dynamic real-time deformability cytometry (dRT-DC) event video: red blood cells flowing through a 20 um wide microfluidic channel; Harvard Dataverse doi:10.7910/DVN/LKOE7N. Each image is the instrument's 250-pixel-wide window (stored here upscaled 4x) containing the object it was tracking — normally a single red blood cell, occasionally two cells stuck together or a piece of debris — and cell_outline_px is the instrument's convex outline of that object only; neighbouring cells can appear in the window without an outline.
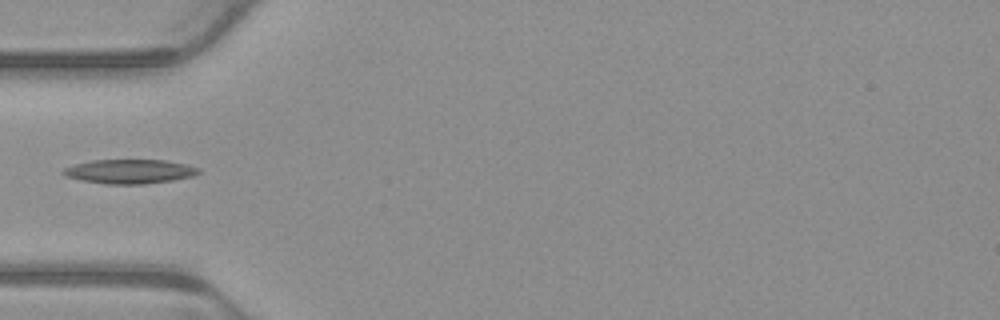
{"species": "common noctule bat (a hibernating species)", "species_latin": "Nyctalus noctula", "temperature_condition": "warm", "stored_images_in_passage": 2, "camera_frame_rate_fps": 3000, "um_per_image_px": 0.085, "animal": {"sex": "male", "body_mass_g": 23.1, "forearm_length_mm": 52.7}, "frame": {"image": 1, "passage_image": 1, "time_ms": 0.0, "image_size_px": [1000, 320], "cell_outline_px": [[200, 172], [196, 176], [172, 180], [144, 184], [104, 184], [80, 180], [64, 176], [60, 172], [64, 168], [76, 164], [92, 160], [164, 160], [188, 164], [200, 168]], "centroid_in_image_um": [11.03, 14.58], "position_along_channel_um": 74.0, "area_um2": 19.31}}
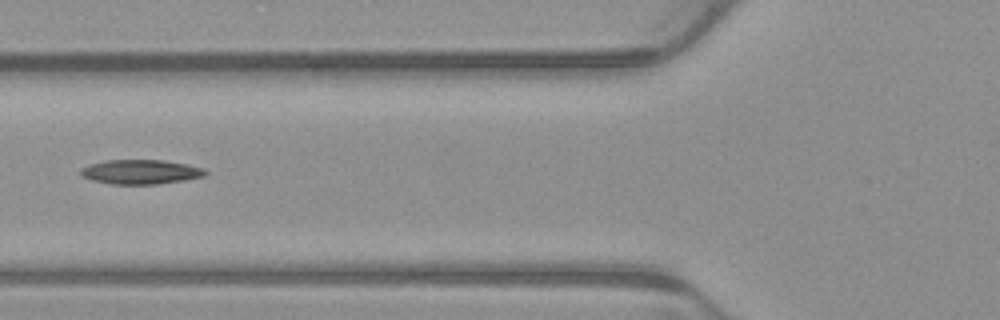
{"frame": {"image": 2, "passage_image": 2, "time_ms": 0.333, "image_size_px": [1000, 320], "cell_outline_px": [[208, 172], [204, 176], [184, 180], [156, 184], [112, 184], [92, 180], [84, 176], [80, 172], [80, 168], [104, 160], [164, 160], [204, 168]], "centroid_in_image_um": [11.96, 14.61], "position_along_channel_um": 113.8, "area_um2": 17.57}}